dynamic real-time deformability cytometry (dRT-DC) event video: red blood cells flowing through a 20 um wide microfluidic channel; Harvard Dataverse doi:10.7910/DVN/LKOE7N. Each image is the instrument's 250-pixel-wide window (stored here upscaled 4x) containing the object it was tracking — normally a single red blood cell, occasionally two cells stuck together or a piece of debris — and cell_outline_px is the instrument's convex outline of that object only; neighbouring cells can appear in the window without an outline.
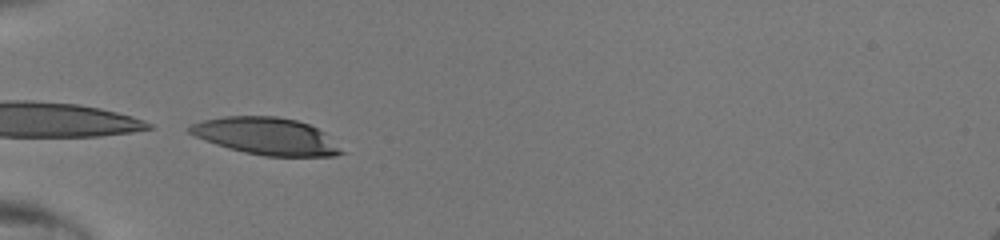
{"species": "human", "species_latin": "Homo sapiens", "temperature_condition": "room temperature", "stored_images_in_passage": 26, "camera_frame_rate_fps": 3000, "um_per_image_px": 0.085, "donor": {"sex": "male"}, "frame": {"image": 1, "passage_image": 1, "time_ms": 0.0, "image_size_px": [1000, 240], "cell_outline_px": [[344, 152], [332, 156], [264, 156], [244, 152], [228, 148], [204, 140], [188, 132], [188, 128], [192, 124], [204, 120], [224, 116], [276, 116], [296, 120], [308, 124], [324, 132]], "centroid_in_image_um": [22.61, 11.57], "position_along_channel_um": 62.4, "area_um2": 32.48}}
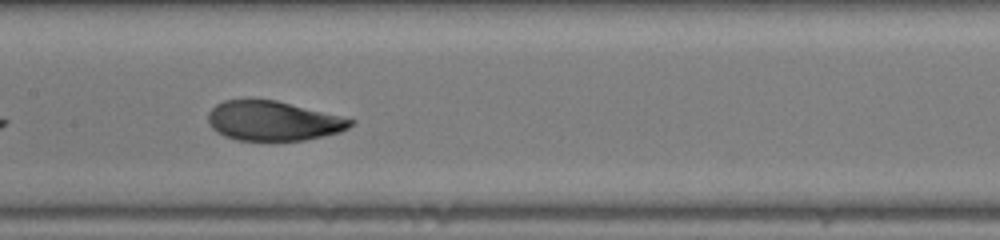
{"frame": {"image": 2, "passage_image": 10, "time_ms": 3.0, "image_size_px": [1000, 240], "cell_outline_px": [[356, 120], [348, 128], [340, 132], [304, 140], [236, 140], [224, 136], [216, 132], [208, 124], [208, 112], [216, 104], [224, 100], [276, 100]], "centroid_in_image_um": [23.18, 10.28], "position_along_channel_um": 184.2, "area_um2": 32.66}}
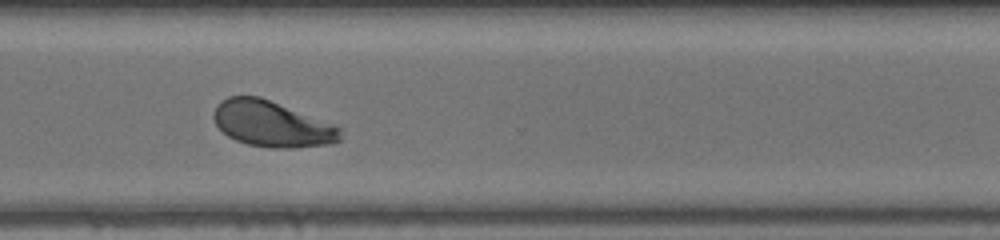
{"frame": {"image": 3, "passage_image": 21, "time_ms": 6.667, "image_size_px": [1000, 240], "cell_outline_px": [[344, 124], [340, 140], [332, 144], [292, 148], [272, 148], [248, 144], [236, 140], [228, 136], [216, 124], [212, 116], [216, 104], [220, 100], [228, 96], [260, 96]], "centroid_in_image_um": [23.24, 10.51], "position_along_channel_um": 347.4, "area_um2": 35.2}}